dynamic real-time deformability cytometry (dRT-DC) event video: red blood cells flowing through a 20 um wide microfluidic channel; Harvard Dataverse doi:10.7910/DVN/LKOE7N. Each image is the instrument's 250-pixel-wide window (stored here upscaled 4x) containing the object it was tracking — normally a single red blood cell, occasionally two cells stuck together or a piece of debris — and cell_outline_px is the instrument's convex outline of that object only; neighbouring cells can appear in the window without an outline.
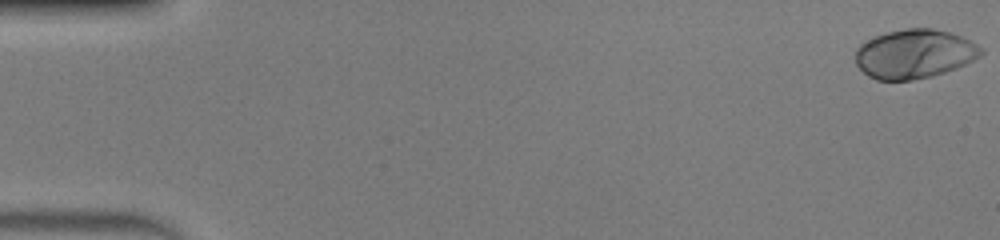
{"species": "human", "species_latin": "Homo sapiens", "temperature_condition": "warm", "stored_images_in_passage": 50, "camera_frame_rate_fps": 3000, "um_per_image_px": 0.085, "donor": {"sex": "male"}, "frame": {"image": 1, "passage_image": 1, "time_ms": 0.0, "image_size_px": [1000, 240], "cell_outline_px": [[984, 52], [980, 56], [956, 68], [932, 76], [912, 80], [876, 80], [868, 76], [856, 64], [856, 48], [860, 44], [884, 32], [904, 28], [932, 28], [948, 32], [960, 36], [984, 48]], "centroid_in_image_um": [77.71, 4.58], "position_along_channel_um": 7.3, "area_um2": 35.84}}
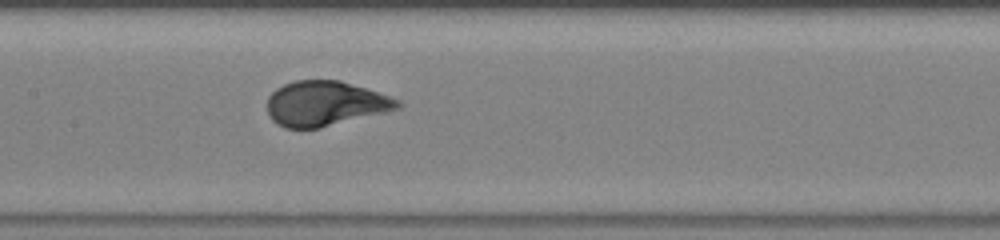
{"frame": {"image": 2, "passage_image": 25, "time_ms": 8.0, "image_size_px": [1000, 240], "cell_outline_px": [[404, 104], [400, 108], [320, 128], [284, 128], [276, 124], [272, 120], [268, 112], [268, 96], [276, 88], [284, 84], [296, 80], [340, 80], [400, 100]], "centroid_in_image_um": [27.61, 8.81], "position_along_channel_um": 179.8, "area_um2": 33.93}}
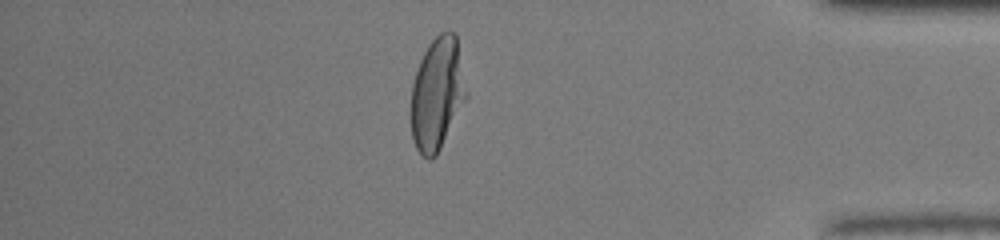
{"frame": {"image": 3, "passage_image": 43, "time_ms": 14.0, "image_size_px": [1000, 240], "cell_outline_px": [[468, 96], [436, 156], [432, 160], [428, 160], [416, 148], [412, 140], [412, 84], [420, 60], [428, 44], [440, 32], [448, 28], [456, 32], [468, 92]], "centroid_in_image_um": [37.19, 7.92], "position_along_channel_um": 398.0, "area_um2": 36.53}, "authors_computed_cell_mechanics": {"area_um2": 35.2291, "velocity_mm_per_s": 4.1894, "shape_relaxation_time_tau1_ms": 2.873, "shape_relaxation_time_tau2_ms": null, "deformation_change_tau1": 0.2016, "deformation_change_tau2": null}}